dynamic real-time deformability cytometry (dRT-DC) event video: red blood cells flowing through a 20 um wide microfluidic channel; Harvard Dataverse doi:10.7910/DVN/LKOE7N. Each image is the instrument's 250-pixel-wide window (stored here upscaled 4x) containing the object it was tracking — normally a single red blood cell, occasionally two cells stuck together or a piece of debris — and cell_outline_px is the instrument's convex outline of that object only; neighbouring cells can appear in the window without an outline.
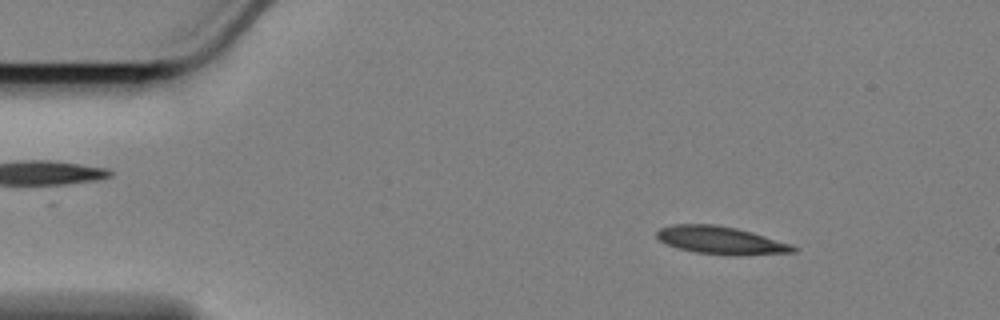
{"species": "Egyptian fruit bat (a non-hibernating species)", "species_latin": "Rousettus aegyptiacus", "temperature_condition": "cold", "stored_images_in_passage": 16, "camera_frame_rate_fps": 3000, "um_per_image_px": 0.085, "animal": {"sex": "female"}, "frame": {"image": 1, "passage_image": 7, "time_ms": 2.0, "image_size_px": [1000, 320], "cell_outline_px": [[800, 248], [796, 252], [696, 252], [680, 248], [668, 244], [660, 240], [656, 236], [656, 232], [660, 228], [672, 224], [716, 224], [736, 228], [752, 232], [792, 244]], "centroid_in_image_um": [61.2, 20.35], "position_along_channel_um": 23.8, "area_um2": 20.69}}